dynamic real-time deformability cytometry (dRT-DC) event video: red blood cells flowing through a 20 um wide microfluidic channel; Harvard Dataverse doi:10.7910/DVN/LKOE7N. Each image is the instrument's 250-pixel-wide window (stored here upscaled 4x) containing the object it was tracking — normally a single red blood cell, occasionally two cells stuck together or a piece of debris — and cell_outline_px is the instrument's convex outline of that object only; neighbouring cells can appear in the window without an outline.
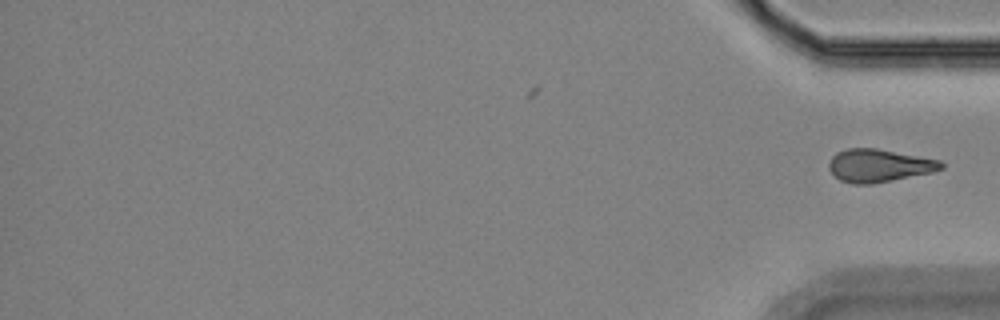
{"species": "Egyptian fruit bat (a non-hibernating species)", "species_latin": "Rousettus aegyptiacus", "temperature_condition": "room temperature", "stored_images_in_passage": 16, "segment_of_instrument_passage": [2, 2], "camera_frame_rate_fps": 3000, "um_per_image_px": 0.085, "animal": {"sex": "female"}, "frame": {"image": 1, "passage_image": 16, "time_ms": 19.333, "image_size_px": [1000, 320], "cell_outline_px": [[944, 168], [932, 172], [872, 184], [852, 184], [840, 180], [828, 168], [828, 164], [832, 156], [836, 152], [848, 148], [876, 148], [940, 160], [944, 164]], "centroid_in_image_um": [74.7, 14.07], "position_along_channel_um": 360.5, "area_um2": 21.44}}